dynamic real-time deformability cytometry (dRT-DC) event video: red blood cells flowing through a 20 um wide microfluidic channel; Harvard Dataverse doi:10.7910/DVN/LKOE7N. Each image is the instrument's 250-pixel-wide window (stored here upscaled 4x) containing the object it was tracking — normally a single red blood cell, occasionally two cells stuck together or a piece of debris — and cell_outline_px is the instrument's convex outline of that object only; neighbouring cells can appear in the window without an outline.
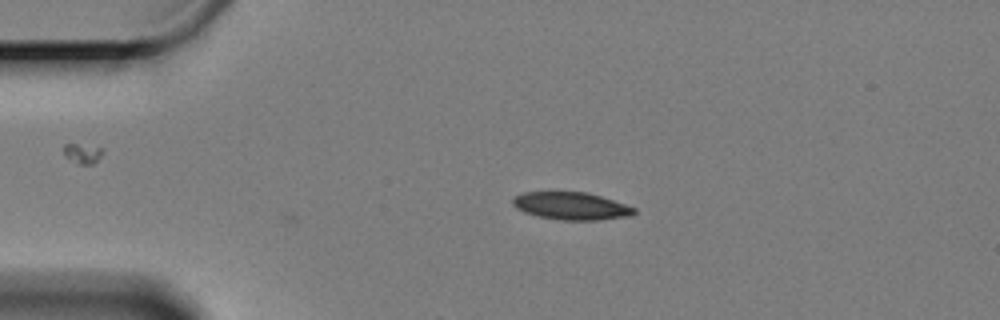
{"species": "Egyptian fruit bat (a non-hibernating species)", "species_latin": "Rousettus aegyptiacus", "temperature_condition": "cold", "stored_images_in_passage": 3, "camera_frame_rate_fps": 3000, "um_per_image_px": 0.085, "animal": {"sex": "female"}, "frame": {"image": 1, "passage_image": 1, "time_ms": 0.0, "image_size_px": [1000, 320], "cell_outline_px": [[636, 212], [628, 216], [596, 220], [564, 220], [540, 216], [524, 212], [516, 208], [512, 204], [512, 196], [520, 192], [548, 188], [552, 188], [588, 192], [636, 208]], "centroid_in_image_um": [48.42, 17.43], "position_along_channel_um": 36.6, "area_um2": 20.4}}